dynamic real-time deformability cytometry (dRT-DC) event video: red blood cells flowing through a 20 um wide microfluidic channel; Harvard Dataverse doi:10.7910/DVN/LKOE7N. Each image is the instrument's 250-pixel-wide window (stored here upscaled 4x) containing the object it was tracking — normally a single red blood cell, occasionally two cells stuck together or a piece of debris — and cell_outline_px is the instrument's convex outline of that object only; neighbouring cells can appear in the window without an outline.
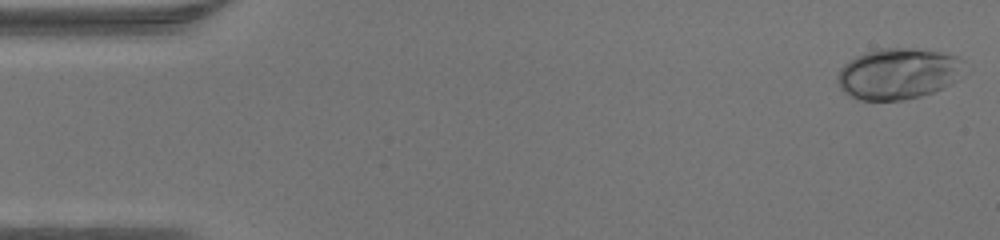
{"species": "human", "species_latin": "Homo sapiens", "temperature_condition": "warm", "stored_images_in_passage": 46, "camera_frame_rate_fps": 3000, "um_per_image_px": 0.085, "donor": {"sex": "male"}, "frame": {"image": 1, "passage_image": 1, "time_ms": 0.0, "image_size_px": [1000, 240], "cell_outline_px": [[964, 76], [932, 92], [920, 96], [904, 100], [856, 100], [844, 92], [840, 88], [836, 80], [836, 76], [840, 68], [848, 60], [864, 52], [880, 48], [916, 48], [940, 52], [956, 56], [964, 60]], "centroid_in_image_um": [76.33, 6.25], "position_along_channel_um": 8.7, "area_um2": 38.15}}
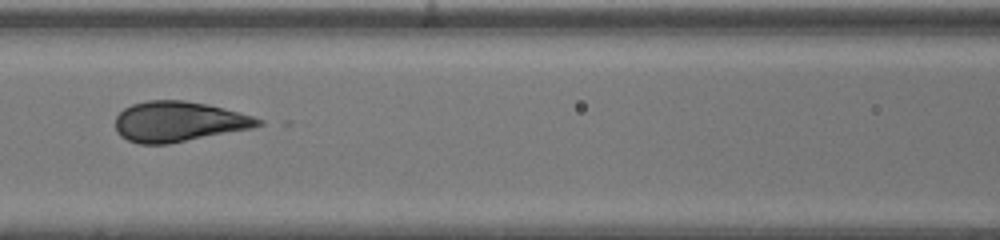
{"frame": {"image": 2, "passage_image": 20, "time_ms": 6.333, "image_size_px": [1000, 240], "cell_outline_px": [[264, 124], [252, 128], [168, 144], [140, 144], [128, 140], [120, 136], [116, 128], [116, 116], [124, 108], [132, 104], [148, 100], [184, 100], [208, 104], [252, 116], [264, 120]], "centroid_in_image_um": [15.18, 10.33], "position_along_channel_um": 151.4, "area_um2": 33.41}}
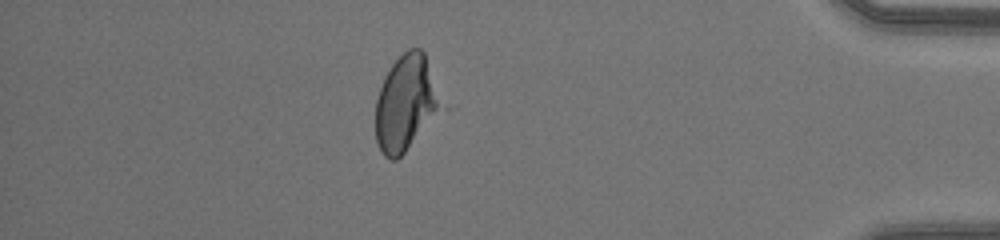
{"frame": {"image": 3, "passage_image": 40, "time_ms": 13.0, "image_size_px": [1000, 240], "cell_outline_px": [[448, 108], [396, 160], [392, 160], [384, 156], [376, 140], [376, 100], [384, 76], [392, 64], [408, 48], [420, 48], [424, 52]], "centroid_in_image_um": [34.59, 8.77], "position_along_channel_um": 400.6, "area_um2": 37.57}}